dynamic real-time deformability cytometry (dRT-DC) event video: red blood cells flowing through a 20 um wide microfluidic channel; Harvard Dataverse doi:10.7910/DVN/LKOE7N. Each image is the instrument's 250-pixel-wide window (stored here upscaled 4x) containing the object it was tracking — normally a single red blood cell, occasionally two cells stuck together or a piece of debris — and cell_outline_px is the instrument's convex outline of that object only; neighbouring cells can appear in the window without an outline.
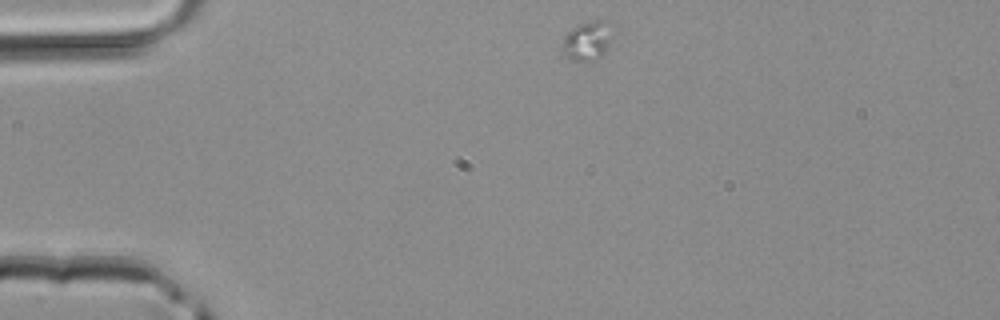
{"species": "common noctule bat (a hibernating species)", "species_latin": "Nyctalus noctula", "temperature_condition": "room temperature", "stored_images_in_passage": 2, "camera_frame_rate_fps": 3000, "um_per_image_px": 0.085, "animal": {"sex": "male", "body_mass_g": 20.4}, "frame": {"image": 1, "passage_image": 1, "time_ms": 0.0, "image_size_px": [1000, 320], "cell_outline_px": [[616, 32], [604, 56], [592, 60], [568, 60], [564, 56], [560, 48], [560, 44], [564, 36], [576, 24], [592, 20], [604, 20]], "centroid_in_image_um": [49.93, 3.46], "position_along_channel_um": 35.1, "area_um2": 12.14}}